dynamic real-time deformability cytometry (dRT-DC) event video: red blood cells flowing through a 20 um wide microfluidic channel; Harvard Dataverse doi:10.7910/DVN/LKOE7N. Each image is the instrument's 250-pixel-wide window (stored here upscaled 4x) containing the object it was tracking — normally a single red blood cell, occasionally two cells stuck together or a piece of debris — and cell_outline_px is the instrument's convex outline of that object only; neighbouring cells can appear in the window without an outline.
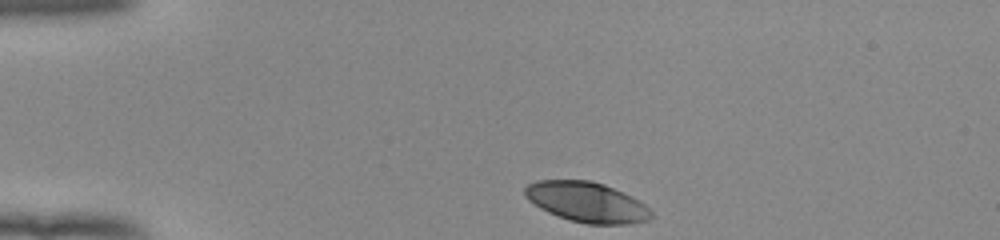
{"species": "human", "species_latin": "Homo sapiens", "temperature_condition": "room temperature", "stored_images_in_passage": 35, "camera_frame_rate_fps": 3000, "um_per_image_px": 0.085, "donor": {"sex": "female"}, "frame": {"image": 1, "passage_image": 1, "time_ms": 0.0, "image_size_px": [1000, 240], "cell_outline_px": [[652, 216], [648, 220], [628, 224], [588, 224], [572, 220], [548, 212], [540, 208], [528, 200], [524, 192], [524, 188], [528, 184], [536, 180], [592, 180], [604, 184], [644, 204], [652, 212]], "centroid_in_image_um": [49.84, 17.17], "position_along_channel_um": 35.2, "area_um2": 29.13}}
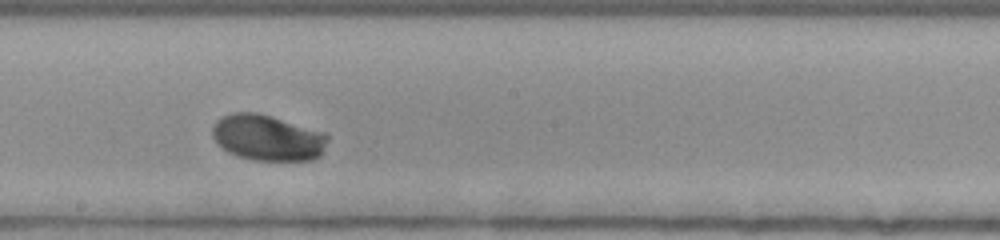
{"frame": {"image": 2, "passage_image": 20, "time_ms": 6.333, "image_size_px": [1000, 240], "cell_outline_px": [[328, 140], [320, 156], [312, 160], [252, 160], [236, 156], [228, 152], [216, 144], [212, 136], [212, 128], [216, 120], [232, 112], [256, 112], [272, 116], [328, 132]], "centroid_in_image_um": [22.75, 11.7], "position_along_channel_um": 225.4, "area_um2": 31.33}}
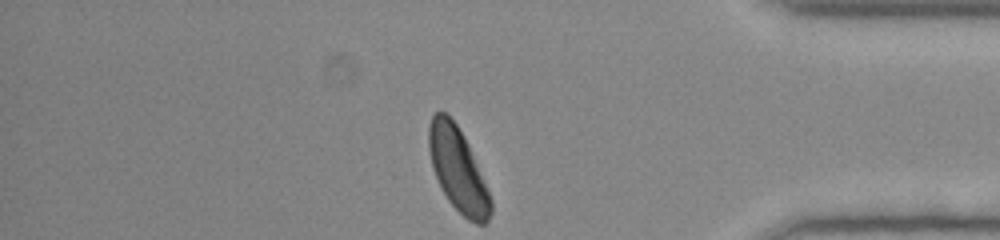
{"frame": {"image": 3, "passage_image": 35, "time_ms": 11.333, "image_size_px": [1000, 240], "cell_outline_px": [[492, 212], [488, 220], [484, 224], [476, 224], [468, 220], [448, 200], [440, 188], [432, 164], [428, 148], [428, 124], [432, 116], [436, 112], [444, 112], [456, 124], [464, 136], [468, 144], [492, 200]], "centroid_in_image_um": [38.91, 14.43], "position_along_channel_um": 396.3, "area_um2": 29.82}, "authors_computed_cell_mechanics": {"area_um2": 29.8248, "velocity_mm_per_s": 3.8935, "shape_relaxation_time_tau1_ms": 2.4409, "shape_relaxation_time_tau2_ms": null, "deformation_change_tau1": 0.1449, "deformation_change_tau2": null}}